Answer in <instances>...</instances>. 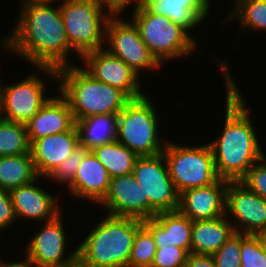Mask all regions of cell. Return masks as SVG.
<instances>
[{
	"instance_id": "cell-38",
	"label": "cell",
	"mask_w": 266,
	"mask_h": 267,
	"mask_svg": "<svg viewBox=\"0 0 266 267\" xmlns=\"http://www.w3.org/2000/svg\"><path fill=\"white\" fill-rule=\"evenodd\" d=\"M18 259L13 260V261H4V259H2L1 262V267H41L40 265H38L37 263H35L34 261L30 260L29 258H27L24 255V258L20 261L17 262Z\"/></svg>"
},
{
	"instance_id": "cell-19",
	"label": "cell",
	"mask_w": 266,
	"mask_h": 267,
	"mask_svg": "<svg viewBox=\"0 0 266 267\" xmlns=\"http://www.w3.org/2000/svg\"><path fill=\"white\" fill-rule=\"evenodd\" d=\"M53 96L26 124L30 145L37 139L69 131L75 124L67 99L56 90Z\"/></svg>"
},
{
	"instance_id": "cell-8",
	"label": "cell",
	"mask_w": 266,
	"mask_h": 267,
	"mask_svg": "<svg viewBox=\"0 0 266 267\" xmlns=\"http://www.w3.org/2000/svg\"><path fill=\"white\" fill-rule=\"evenodd\" d=\"M163 155L177 192L211 185L219 179L209 144L186 145L168 139Z\"/></svg>"
},
{
	"instance_id": "cell-36",
	"label": "cell",
	"mask_w": 266,
	"mask_h": 267,
	"mask_svg": "<svg viewBox=\"0 0 266 267\" xmlns=\"http://www.w3.org/2000/svg\"><path fill=\"white\" fill-rule=\"evenodd\" d=\"M102 9L110 16H124L132 5V11L141 4L142 0H96ZM134 2V3H133ZM134 4V5H133Z\"/></svg>"
},
{
	"instance_id": "cell-31",
	"label": "cell",
	"mask_w": 266,
	"mask_h": 267,
	"mask_svg": "<svg viewBox=\"0 0 266 267\" xmlns=\"http://www.w3.org/2000/svg\"><path fill=\"white\" fill-rule=\"evenodd\" d=\"M241 233H233L212 256L216 267H241Z\"/></svg>"
},
{
	"instance_id": "cell-20",
	"label": "cell",
	"mask_w": 266,
	"mask_h": 267,
	"mask_svg": "<svg viewBox=\"0 0 266 267\" xmlns=\"http://www.w3.org/2000/svg\"><path fill=\"white\" fill-rule=\"evenodd\" d=\"M110 176L92 151H88L77 169L73 182L66 188L68 193L80 200L100 204L106 197Z\"/></svg>"
},
{
	"instance_id": "cell-15",
	"label": "cell",
	"mask_w": 266,
	"mask_h": 267,
	"mask_svg": "<svg viewBox=\"0 0 266 267\" xmlns=\"http://www.w3.org/2000/svg\"><path fill=\"white\" fill-rule=\"evenodd\" d=\"M47 180L46 177H38L29 184H25L9 191L17 223L30 221L43 222L54 219L63 209L58 195H54L50 190L44 189L39 181ZM50 191V192H49ZM58 199V200H57ZM34 220V221H33Z\"/></svg>"
},
{
	"instance_id": "cell-7",
	"label": "cell",
	"mask_w": 266,
	"mask_h": 267,
	"mask_svg": "<svg viewBox=\"0 0 266 267\" xmlns=\"http://www.w3.org/2000/svg\"><path fill=\"white\" fill-rule=\"evenodd\" d=\"M35 70L39 71L35 72ZM33 71L12 84H6L2 78L0 84V118L26 124L50 99L52 95L49 97L46 95L48 93L46 88L49 82L58 83L57 69L35 67Z\"/></svg>"
},
{
	"instance_id": "cell-1",
	"label": "cell",
	"mask_w": 266,
	"mask_h": 267,
	"mask_svg": "<svg viewBox=\"0 0 266 267\" xmlns=\"http://www.w3.org/2000/svg\"><path fill=\"white\" fill-rule=\"evenodd\" d=\"M217 68L225 84L224 126L220 135L208 142L219 178L228 181H240L248 170L266 154L253 126L252 110L243 97L236 77L230 72V61L215 58ZM245 99V100H244ZM251 111V112H250Z\"/></svg>"
},
{
	"instance_id": "cell-29",
	"label": "cell",
	"mask_w": 266,
	"mask_h": 267,
	"mask_svg": "<svg viewBox=\"0 0 266 267\" xmlns=\"http://www.w3.org/2000/svg\"><path fill=\"white\" fill-rule=\"evenodd\" d=\"M156 251L151 231L142 224L134 237L128 267H151Z\"/></svg>"
},
{
	"instance_id": "cell-40",
	"label": "cell",
	"mask_w": 266,
	"mask_h": 267,
	"mask_svg": "<svg viewBox=\"0 0 266 267\" xmlns=\"http://www.w3.org/2000/svg\"><path fill=\"white\" fill-rule=\"evenodd\" d=\"M259 241L260 246L266 252V228L254 234Z\"/></svg>"
},
{
	"instance_id": "cell-21",
	"label": "cell",
	"mask_w": 266,
	"mask_h": 267,
	"mask_svg": "<svg viewBox=\"0 0 266 267\" xmlns=\"http://www.w3.org/2000/svg\"><path fill=\"white\" fill-rule=\"evenodd\" d=\"M143 224L151 231L157 247L176 245L191 253L193 221L179 210L159 212Z\"/></svg>"
},
{
	"instance_id": "cell-11",
	"label": "cell",
	"mask_w": 266,
	"mask_h": 267,
	"mask_svg": "<svg viewBox=\"0 0 266 267\" xmlns=\"http://www.w3.org/2000/svg\"><path fill=\"white\" fill-rule=\"evenodd\" d=\"M122 17V18H121ZM111 55L123 60L140 77L162 69L143 42L134 22L123 16H111L106 25L105 46ZM161 68V69H160Z\"/></svg>"
},
{
	"instance_id": "cell-41",
	"label": "cell",
	"mask_w": 266,
	"mask_h": 267,
	"mask_svg": "<svg viewBox=\"0 0 266 267\" xmlns=\"http://www.w3.org/2000/svg\"><path fill=\"white\" fill-rule=\"evenodd\" d=\"M72 267H85L82 261L76 257L74 260H72Z\"/></svg>"
},
{
	"instance_id": "cell-33",
	"label": "cell",
	"mask_w": 266,
	"mask_h": 267,
	"mask_svg": "<svg viewBox=\"0 0 266 267\" xmlns=\"http://www.w3.org/2000/svg\"><path fill=\"white\" fill-rule=\"evenodd\" d=\"M188 254L176 245L157 247L151 267H185Z\"/></svg>"
},
{
	"instance_id": "cell-17",
	"label": "cell",
	"mask_w": 266,
	"mask_h": 267,
	"mask_svg": "<svg viewBox=\"0 0 266 267\" xmlns=\"http://www.w3.org/2000/svg\"><path fill=\"white\" fill-rule=\"evenodd\" d=\"M228 180L219 178L211 185L184 190L178 210L192 221L210 220L225 215Z\"/></svg>"
},
{
	"instance_id": "cell-14",
	"label": "cell",
	"mask_w": 266,
	"mask_h": 267,
	"mask_svg": "<svg viewBox=\"0 0 266 267\" xmlns=\"http://www.w3.org/2000/svg\"><path fill=\"white\" fill-rule=\"evenodd\" d=\"M225 215L235 232L254 235L266 228V199L240 181H228Z\"/></svg>"
},
{
	"instance_id": "cell-43",
	"label": "cell",
	"mask_w": 266,
	"mask_h": 267,
	"mask_svg": "<svg viewBox=\"0 0 266 267\" xmlns=\"http://www.w3.org/2000/svg\"><path fill=\"white\" fill-rule=\"evenodd\" d=\"M0 245H1V243H0ZM2 257H3V256L0 257V267H1Z\"/></svg>"
},
{
	"instance_id": "cell-42",
	"label": "cell",
	"mask_w": 266,
	"mask_h": 267,
	"mask_svg": "<svg viewBox=\"0 0 266 267\" xmlns=\"http://www.w3.org/2000/svg\"><path fill=\"white\" fill-rule=\"evenodd\" d=\"M57 267H72V261L69 262L68 264L60 265V266H57Z\"/></svg>"
},
{
	"instance_id": "cell-12",
	"label": "cell",
	"mask_w": 266,
	"mask_h": 267,
	"mask_svg": "<svg viewBox=\"0 0 266 267\" xmlns=\"http://www.w3.org/2000/svg\"><path fill=\"white\" fill-rule=\"evenodd\" d=\"M64 213L61 212L54 219L44 222L40 229L26 241L23 255L41 267H57L65 265L77 257V247L67 254L69 236L63 222ZM29 244V245H28ZM68 245V247H67Z\"/></svg>"
},
{
	"instance_id": "cell-24",
	"label": "cell",
	"mask_w": 266,
	"mask_h": 267,
	"mask_svg": "<svg viewBox=\"0 0 266 267\" xmlns=\"http://www.w3.org/2000/svg\"><path fill=\"white\" fill-rule=\"evenodd\" d=\"M118 114H98L75 121L80 145L89 151L116 140Z\"/></svg>"
},
{
	"instance_id": "cell-6",
	"label": "cell",
	"mask_w": 266,
	"mask_h": 267,
	"mask_svg": "<svg viewBox=\"0 0 266 267\" xmlns=\"http://www.w3.org/2000/svg\"><path fill=\"white\" fill-rule=\"evenodd\" d=\"M149 96L131 99L118 114L116 140L137 156L160 154L168 141L160 134L158 105Z\"/></svg>"
},
{
	"instance_id": "cell-18",
	"label": "cell",
	"mask_w": 266,
	"mask_h": 267,
	"mask_svg": "<svg viewBox=\"0 0 266 267\" xmlns=\"http://www.w3.org/2000/svg\"><path fill=\"white\" fill-rule=\"evenodd\" d=\"M79 145L76 124L69 131L35 140L30 153L38 176L47 178Z\"/></svg>"
},
{
	"instance_id": "cell-10",
	"label": "cell",
	"mask_w": 266,
	"mask_h": 267,
	"mask_svg": "<svg viewBox=\"0 0 266 267\" xmlns=\"http://www.w3.org/2000/svg\"><path fill=\"white\" fill-rule=\"evenodd\" d=\"M132 174L149 199V219L159 212L176 211L179 196L170 177L163 152L154 156H138Z\"/></svg>"
},
{
	"instance_id": "cell-37",
	"label": "cell",
	"mask_w": 266,
	"mask_h": 267,
	"mask_svg": "<svg viewBox=\"0 0 266 267\" xmlns=\"http://www.w3.org/2000/svg\"><path fill=\"white\" fill-rule=\"evenodd\" d=\"M185 267H216L212 255L189 253Z\"/></svg>"
},
{
	"instance_id": "cell-32",
	"label": "cell",
	"mask_w": 266,
	"mask_h": 267,
	"mask_svg": "<svg viewBox=\"0 0 266 267\" xmlns=\"http://www.w3.org/2000/svg\"><path fill=\"white\" fill-rule=\"evenodd\" d=\"M241 267H266V252L252 234L241 233Z\"/></svg>"
},
{
	"instance_id": "cell-34",
	"label": "cell",
	"mask_w": 266,
	"mask_h": 267,
	"mask_svg": "<svg viewBox=\"0 0 266 267\" xmlns=\"http://www.w3.org/2000/svg\"><path fill=\"white\" fill-rule=\"evenodd\" d=\"M250 191L266 199V155L240 180Z\"/></svg>"
},
{
	"instance_id": "cell-27",
	"label": "cell",
	"mask_w": 266,
	"mask_h": 267,
	"mask_svg": "<svg viewBox=\"0 0 266 267\" xmlns=\"http://www.w3.org/2000/svg\"><path fill=\"white\" fill-rule=\"evenodd\" d=\"M110 178L132 173L137 155L117 140L91 150Z\"/></svg>"
},
{
	"instance_id": "cell-22",
	"label": "cell",
	"mask_w": 266,
	"mask_h": 267,
	"mask_svg": "<svg viewBox=\"0 0 266 267\" xmlns=\"http://www.w3.org/2000/svg\"><path fill=\"white\" fill-rule=\"evenodd\" d=\"M213 0H142V4L167 16L189 33L207 21ZM200 25V26H199Z\"/></svg>"
},
{
	"instance_id": "cell-9",
	"label": "cell",
	"mask_w": 266,
	"mask_h": 267,
	"mask_svg": "<svg viewBox=\"0 0 266 267\" xmlns=\"http://www.w3.org/2000/svg\"><path fill=\"white\" fill-rule=\"evenodd\" d=\"M68 42L82 57L105 46L106 25L111 17L96 0L59 2Z\"/></svg>"
},
{
	"instance_id": "cell-28",
	"label": "cell",
	"mask_w": 266,
	"mask_h": 267,
	"mask_svg": "<svg viewBox=\"0 0 266 267\" xmlns=\"http://www.w3.org/2000/svg\"><path fill=\"white\" fill-rule=\"evenodd\" d=\"M30 153V143L24 123L0 118V157Z\"/></svg>"
},
{
	"instance_id": "cell-2",
	"label": "cell",
	"mask_w": 266,
	"mask_h": 267,
	"mask_svg": "<svg viewBox=\"0 0 266 267\" xmlns=\"http://www.w3.org/2000/svg\"><path fill=\"white\" fill-rule=\"evenodd\" d=\"M20 9L12 31L0 38L3 51L24 59L23 62H28L32 68L59 69L77 64L70 60L72 53L77 54L78 59L81 56L68 42L59 3Z\"/></svg>"
},
{
	"instance_id": "cell-4",
	"label": "cell",
	"mask_w": 266,
	"mask_h": 267,
	"mask_svg": "<svg viewBox=\"0 0 266 267\" xmlns=\"http://www.w3.org/2000/svg\"><path fill=\"white\" fill-rule=\"evenodd\" d=\"M56 89L67 99L75 121L98 114H119L131 100L123 91L96 80L80 64L57 69Z\"/></svg>"
},
{
	"instance_id": "cell-30",
	"label": "cell",
	"mask_w": 266,
	"mask_h": 267,
	"mask_svg": "<svg viewBox=\"0 0 266 267\" xmlns=\"http://www.w3.org/2000/svg\"><path fill=\"white\" fill-rule=\"evenodd\" d=\"M89 150L79 145L69 157H67L48 177L47 181L50 184L60 183L63 188H67L74 180L77 169L80 163ZM53 181V182H52ZM64 184V185H63Z\"/></svg>"
},
{
	"instance_id": "cell-16",
	"label": "cell",
	"mask_w": 266,
	"mask_h": 267,
	"mask_svg": "<svg viewBox=\"0 0 266 267\" xmlns=\"http://www.w3.org/2000/svg\"><path fill=\"white\" fill-rule=\"evenodd\" d=\"M100 205L104 214L149 219V199H144V192L132 173L111 178L108 193Z\"/></svg>"
},
{
	"instance_id": "cell-39",
	"label": "cell",
	"mask_w": 266,
	"mask_h": 267,
	"mask_svg": "<svg viewBox=\"0 0 266 267\" xmlns=\"http://www.w3.org/2000/svg\"><path fill=\"white\" fill-rule=\"evenodd\" d=\"M21 8L30 5H40V4H58L61 0H18Z\"/></svg>"
},
{
	"instance_id": "cell-3",
	"label": "cell",
	"mask_w": 266,
	"mask_h": 267,
	"mask_svg": "<svg viewBox=\"0 0 266 267\" xmlns=\"http://www.w3.org/2000/svg\"><path fill=\"white\" fill-rule=\"evenodd\" d=\"M77 243V257L85 267H128L131 249L142 220L101 215Z\"/></svg>"
},
{
	"instance_id": "cell-5",
	"label": "cell",
	"mask_w": 266,
	"mask_h": 267,
	"mask_svg": "<svg viewBox=\"0 0 266 267\" xmlns=\"http://www.w3.org/2000/svg\"><path fill=\"white\" fill-rule=\"evenodd\" d=\"M130 13L128 18L137 26L143 42L161 66L166 67L170 60L188 58L199 49L192 32L156 10L141 3Z\"/></svg>"
},
{
	"instance_id": "cell-26",
	"label": "cell",
	"mask_w": 266,
	"mask_h": 267,
	"mask_svg": "<svg viewBox=\"0 0 266 267\" xmlns=\"http://www.w3.org/2000/svg\"><path fill=\"white\" fill-rule=\"evenodd\" d=\"M233 5L225 16V24L230 21L238 23V32L251 31L266 32V0H232ZM232 19V20H231ZM236 19V20H235ZM240 30V31H239Z\"/></svg>"
},
{
	"instance_id": "cell-35",
	"label": "cell",
	"mask_w": 266,
	"mask_h": 267,
	"mask_svg": "<svg viewBox=\"0 0 266 267\" xmlns=\"http://www.w3.org/2000/svg\"><path fill=\"white\" fill-rule=\"evenodd\" d=\"M16 221L17 218L10 193L7 190L0 189V237H3V230L16 226L14 224L17 223Z\"/></svg>"
},
{
	"instance_id": "cell-13",
	"label": "cell",
	"mask_w": 266,
	"mask_h": 267,
	"mask_svg": "<svg viewBox=\"0 0 266 267\" xmlns=\"http://www.w3.org/2000/svg\"><path fill=\"white\" fill-rule=\"evenodd\" d=\"M81 65L96 80L123 91L130 99L145 95L141 77L123 60L111 55L106 49H97L85 53Z\"/></svg>"
},
{
	"instance_id": "cell-25",
	"label": "cell",
	"mask_w": 266,
	"mask_h": 267,
	"mask_svg": "<svg viewBox=\"0 0 266 267\" xmlns=\"http://www.w3.org/2000/svg\"><path fill=\"white\" fill-rule=\"evenodd\" d=\"M38 177L31 153L0 157V189L10 191Z\"/></svg>"
},
{
	"instance_id": "cell-23",
	"label": "cell",
	"mask_w": 266,
	"mask_h": 267,
	"mask_svg": "<svg viewBox=\"0 0 266 267\" xmlns=\"http://www.w3.org/2000/svg\"><path fill=\"white\" fill-rule=\"evenodd\" d=\"M233 233V224L226 215L210 220L193 221L191 252L213 255Z\"/></svg>"
}]
</instances>
